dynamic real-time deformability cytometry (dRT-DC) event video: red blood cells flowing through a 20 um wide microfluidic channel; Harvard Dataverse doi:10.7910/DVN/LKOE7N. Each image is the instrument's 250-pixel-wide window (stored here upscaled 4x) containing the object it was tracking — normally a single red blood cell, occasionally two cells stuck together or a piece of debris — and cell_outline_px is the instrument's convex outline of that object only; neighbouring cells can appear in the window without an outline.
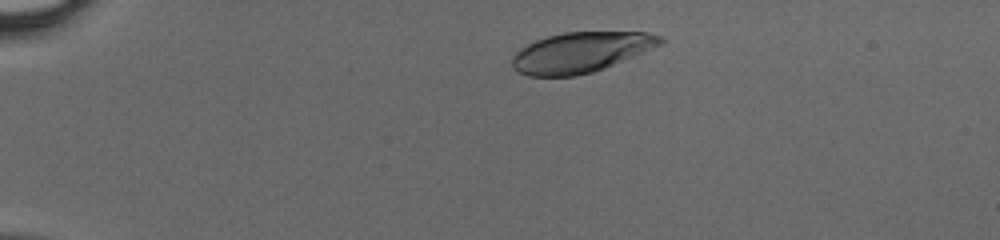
{"species": "human", "species_latin": "Homo sapiens", "temperature_condition": "cold", "stored_images_in_passage": 40, "camera_frame_rate_fps": 3000, "um_per_image_px": 0.085, "donor": {"sex": "male"}, "frame": {"image": 1, "passage_image": 4, "time_ms": 1.0, "image_size_px": [1000, 240], "cell_outline_px": [[664, 40], [660, 44], [624, 60], [604, 68], [592, 72], [576, 76], [528, 76], [512, 68], [512, 56], [520, 48], [536, 40], [548, 36], [564, 32], [648, 32], [660, 36]], "centroid_in_image_um": [49.32, 4.45], "position_along_channel_um": 35.7, "area_um2": 34.51}}
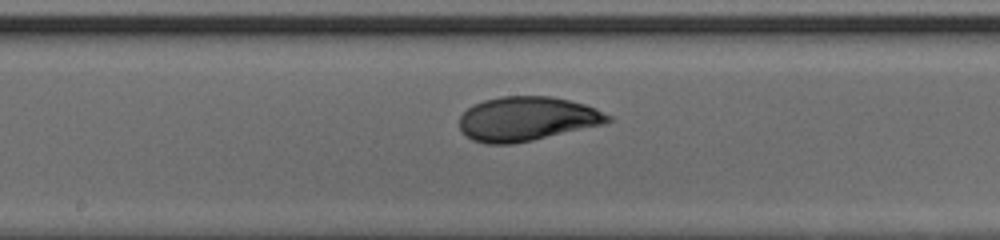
{"frame": {"image": 2, "passage_image": 20, "time_ms": 6.333, "image_size_px": [1000, 240], "cell_outline_px": [[612, 120], [604, 124], [532, 140], [512, 144], [488, 144], [472, 140], [460, 132], [460, 116], [472, 104], [484, 100], [500, 96], [552, 96], [584, 104], [596, 108], [612, 116]], "centroid_in_image_um": [44.77, 10.1], "position_along_channel_um": 203.4, "area_um2": 38.38}}
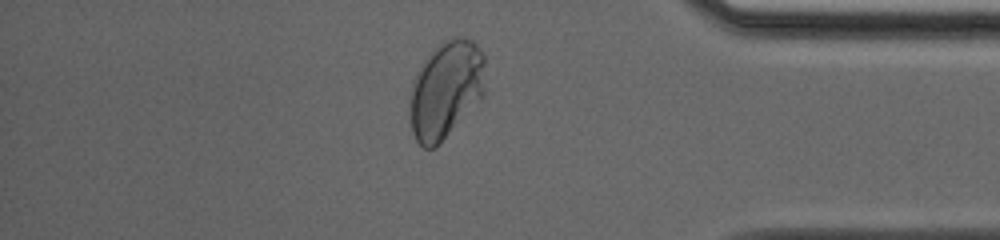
{"frame": {"image": 3, "passage_image": 34, "time_ms": 11.0, "image_size_px": [1000, 240], "cell_outline_px": [[484, 96], [432, 148], [424, 148], [416, 140], [412, 132], [408, 108], [408, 96], [412, 80], [416, 72], [432, 48], [444, 40], [456, 36], [460, 36], [472, 40], [480, 48], [484, 56]], "centroid_in_image_um": [37.86, 7.55], "position_along_channel_um": 397.3, "area_um2": 42.95}}